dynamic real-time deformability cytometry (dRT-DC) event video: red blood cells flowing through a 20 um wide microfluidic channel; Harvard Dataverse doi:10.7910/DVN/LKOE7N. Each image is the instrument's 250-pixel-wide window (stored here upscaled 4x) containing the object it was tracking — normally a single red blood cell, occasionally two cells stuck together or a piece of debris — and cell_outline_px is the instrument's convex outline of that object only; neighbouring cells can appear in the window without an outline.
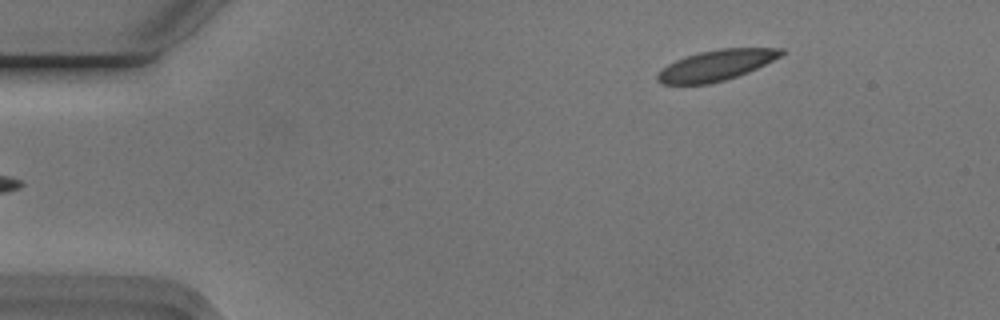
{"species": "Egyptian fruit bat (a non-hibernating species)", "species_latin": "Rousettus aegyptiacus", "temperature_condition": "cold", "stored_images_in_passage": 6, "camera_frame_rate_fps": 3000, "um_per_image_px": 0.085, "animal": {"sex": "male"}, "frame": {"image": 1, "passage_image": 6, "time_ms": 1.667, "image_size_px": [1000, 320], "cell_outline_px": [[784, 52], [780, 56], [748, 72], [724, 80], [708, 84], [660, 84], [656, 80], [656, 76], [668, 64], [684, 56], [700, 52], [720, 48], [784, 48]], "centroid_in_image_um": [60.85, 5.55], "position_along_channel_um": 24.2, "area_um2": 21.85}}